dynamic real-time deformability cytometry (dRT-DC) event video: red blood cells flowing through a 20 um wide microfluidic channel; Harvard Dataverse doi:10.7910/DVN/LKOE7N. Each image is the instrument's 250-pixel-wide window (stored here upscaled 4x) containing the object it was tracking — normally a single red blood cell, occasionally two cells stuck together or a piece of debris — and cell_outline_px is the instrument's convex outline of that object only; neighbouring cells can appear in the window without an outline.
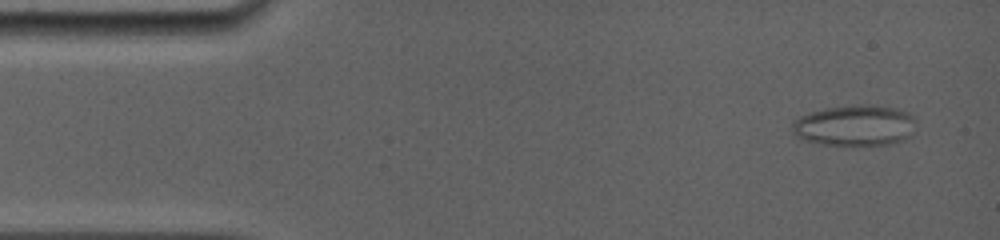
{"species": "common noctule bat (a hibernating species)", "species_latin": "Nyctalus noctula", "temperature_condition": "room temperature", "stored_images_in_passage": 65, "camera_frame_rate_fps": 5000, "um_per_image_px": 0.085, "animal": {"sex": "female", "body_mass_g": 19.0, "forearm_length_mm": 56.7}, "frame": {"image": 1, "passage_image": 4, "time_ms": 0.8, "image_size_px": [1000, 240], "cell_outline_px": [[916, 120], [912, 132], [908, 136], [900, 140], [888, 144], [820, 144], [804, 140], [796, 136], [792, 128], [792, 124], [800, 116], [824, 108], [860, 104], [868, 104], [896, 108], [908, 112]], "centroid_in_image_um": [72.66, 10.64], "position_along_channel_um": 12.3, "area_um2": 29.13}}
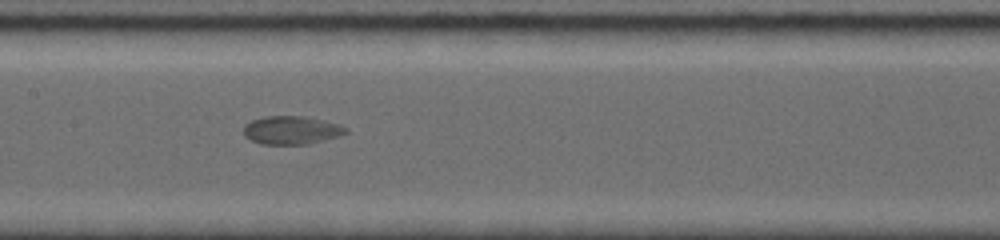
{"frame": {"image": 2, "passage_image": 32, "time_ms": 7.8, "image_size_px": [1000, 240], "cell_outline_px": [[348, 132], [340, 136], [308, 144], [260, 144], [244, 136], [244, 124], [252, 120], [264, 116], [304, 116], [340, 124], [348, 128]], "centroid_in_image_um": [24.79, 11.06], "position_along_channel_um": 182.6, "area_um2": 16.94}}
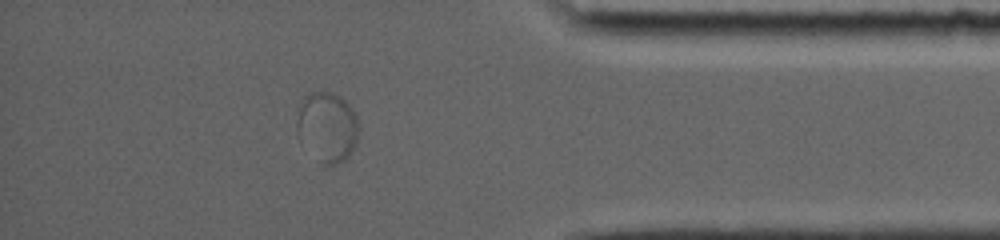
{"frame": {"image": 3, "passage_image": 57, "time_ms": 14.0, "image_size_px": [1000, 240], "cell_outline_px": [[360, 128], [356, 144], [348, 156], [344, 160], [336, 164], [324, 168], [300, 144], [296, 136], [296, 120], [304, 96], [312, 92], [332, 92], [340, 96], [352, 108], [356, 116]], "centroid_in_image_um": [27.79, 10.85], "position_along_channel_um": 407.4, "area_um2": 26.01}}